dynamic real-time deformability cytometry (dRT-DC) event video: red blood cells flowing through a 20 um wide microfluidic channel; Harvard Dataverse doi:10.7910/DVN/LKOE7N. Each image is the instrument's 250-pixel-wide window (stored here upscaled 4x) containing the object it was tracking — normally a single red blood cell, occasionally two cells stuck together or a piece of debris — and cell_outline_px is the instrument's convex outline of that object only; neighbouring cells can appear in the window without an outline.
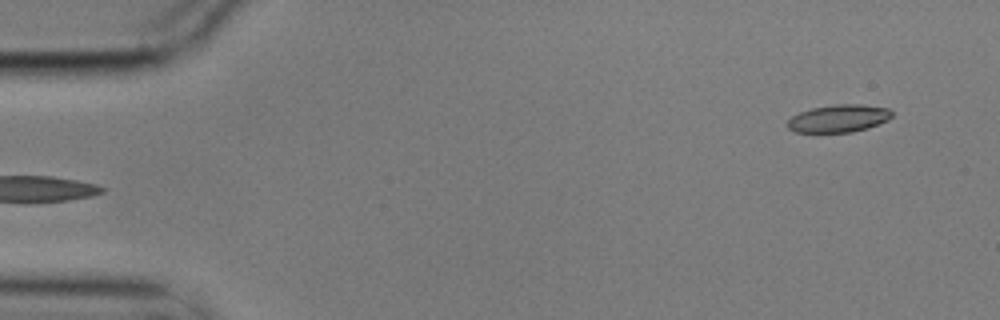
{"species": "common noctule bat (a hibernating species)", "species_latin": "Nyctalus noctula", "temperature_condition": "cold", "stored_images_in_passage": 3, "segment_of_instrument_passage": [2, 2], "camera_frame_rate_fps": 3000, "um_per_image_px": 0.085, "animal": {"sex": "male", "body_mass_g": 17.9}, "frame": {"image": 1, "passage_image": 3, "time_ms": 0.667, "image_size_px": [1000, 320], "cell_outline_px": [[892, 116], [888, 120], [868, 128], [852, 132], [796, 132], [788, 128], [788, 120], [792, 116], [800, 112], [812, 108], [836, 104], [860, 104], [888, 108], [892, 112]], "centroid_in_image_um": [71.3, 10.06], "position_along_channel_um": 13.7, "area_um2": 16.7}}